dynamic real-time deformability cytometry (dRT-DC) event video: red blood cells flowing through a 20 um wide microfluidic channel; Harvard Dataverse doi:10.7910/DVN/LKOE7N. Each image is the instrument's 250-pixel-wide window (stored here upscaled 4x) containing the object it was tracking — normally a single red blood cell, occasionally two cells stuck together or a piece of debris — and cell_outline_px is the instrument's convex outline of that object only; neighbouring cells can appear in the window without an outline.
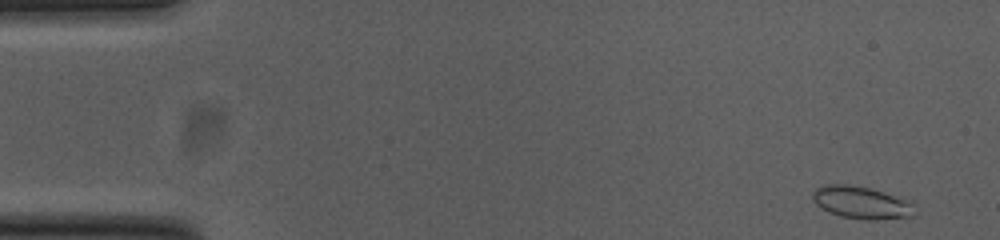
{"species": "common noctule bat (a hibernating species)", "species_latin": "Nyctalus noctula", "temperature_condition": "cold", "stored_images_in_passage": 51, "camera_frame_rate_fps": 3000, "um_per_image_px": 0.085, "animal": {"sex": "female", "body_mass_g": 23.0, "forearm_length_mm": 53.4}, "frame": {"image": 1, "passage_image": 1, "time_ms": 0.0, "image_size_px": [1000, 240], "cell_outline_px": [[916, 216], [876, 220], [864, 220], [840, 216], [828, 212], [820, 208], [812, 200], [812, 192], [816, 188], [824, 184], [848, 184], [868, 188], [884, 192], [908, 200], [916, 204]], "centroid_in_image_um": [73.24, 17.23], "position_along_channel_um": 11.8, "area_um2": 19.71}}
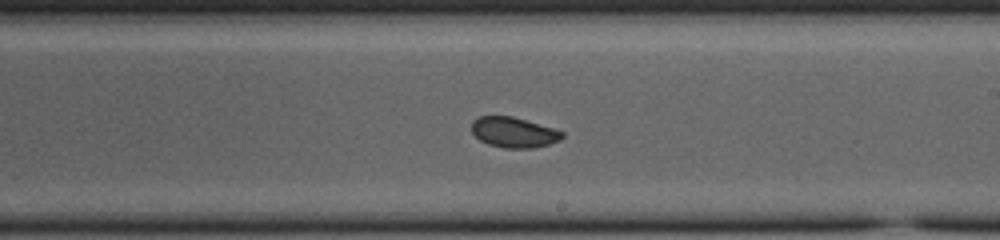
{"frame": {"image": 2, "passage_image": 29, "time_ms": 9.333, "image_size_px": [1000, 240], "cell_outline_px": [[564, 136], [560, 140], [536, 148], [504, 148], [488, 144], [480, 140], [472, 132], [472, 120], [480, 116], [512, 116], [552, 128], [564, 132]], "centroid_in_image_um": [43.66, 11.25], "position_along_channel_um": 245.3, "area_um2": 15.95}}
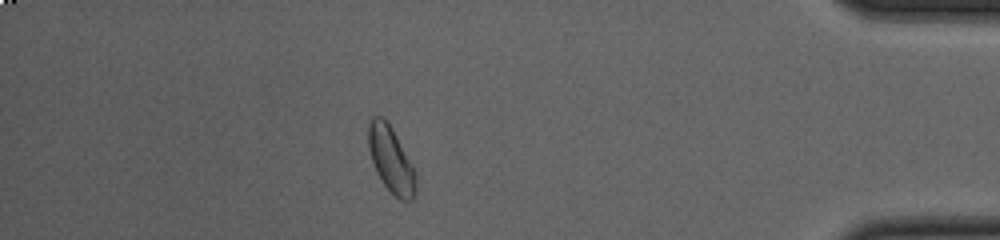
{"frame": {"image": 3, "passage_image": 45, "time_ms": 14.667, "image_size_px": [1000, 240], "cell_outline_px": [[416, 192], [412, 200], [400, 200], [384, 184], [376, 172], [368, 148], [368, 124], [372, 116], [380, 116], [392, 128], [412, 164], [416, 172]], "centroid_in_image_um": [33.24, 13.57], "position_along_channel_um": 402.0, "area_um2": 18.03}, "authors_computed_cell_mechanics": {"area_um2": 16.9932, "velocity_mm_per_s": 3.7849, "shape_relaxation_time_tau1_ms": 2.6975, "shape_relaxation_time_tau2_ms": 2.0739, "deformation_change_tau1": 0.0614, "deformation_change_tau2": 0.044}}